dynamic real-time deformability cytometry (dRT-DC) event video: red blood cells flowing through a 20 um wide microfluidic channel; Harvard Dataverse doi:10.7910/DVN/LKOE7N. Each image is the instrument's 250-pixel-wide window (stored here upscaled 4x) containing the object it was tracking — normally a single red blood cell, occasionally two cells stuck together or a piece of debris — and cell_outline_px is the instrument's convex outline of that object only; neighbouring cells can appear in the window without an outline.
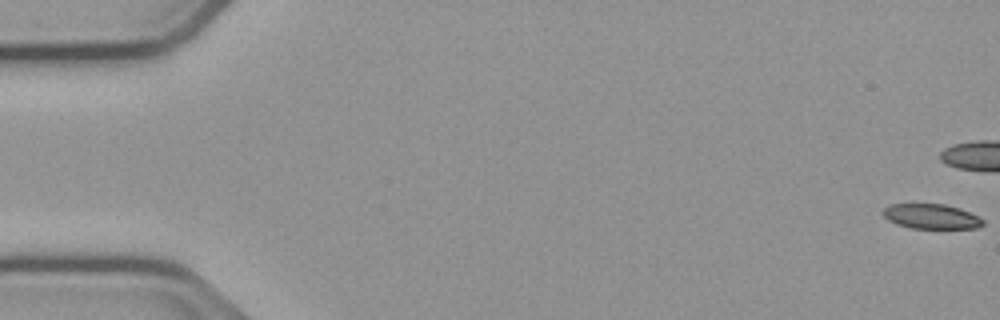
{"species": "common noctule bat (a hibernating species)", "species_latin": "Nyctalus noctula", "temperature_condition": "cold", "stored_images_in_passage": 45, "camera_frame_rate_fps": 3000, "um_per_image_px": 0.085, "animal": {"sex": "male", "body_mass_g": 23.1, "forearm_length_mm": 52.7}, "frame": {"image": 1, "passage_image": 1, "time_ms": 0.0, "image_size_px": [1000, 320], "cell_outline_px": [[984, 224], [976, 228], [912, 228], [896, 224], [888, 220], [884, 216], [884, 208], [892, 204], [944, 204], [960, 208], [984, 220]], "centroid_in_image_um": [79.16, 18.4], "position_along_channel_um": 5.8, "area_um2": 14.28}}
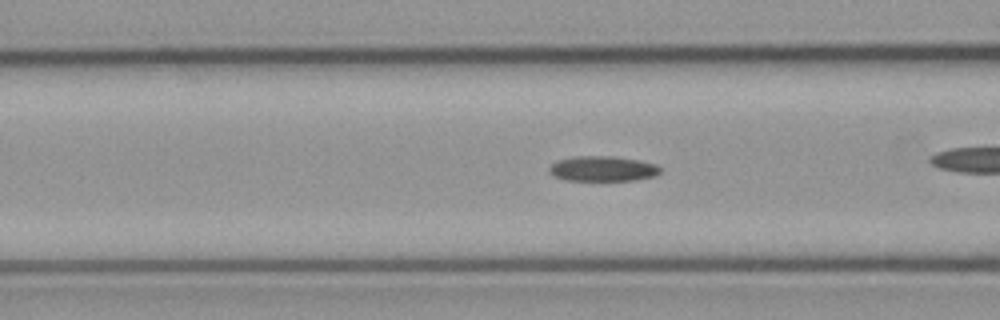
{"frame": {"image": 2, "passage_image": 22, "time_ms": 7.0, "image_size_px": [1000, 320], "cell_outline_px": [[660, 172], [656, 176], [636, 180], [564, 180], [552, 176], [548, 172], [548, 168], [556, 160], [576, 156], [612, 156], [640, 160], [656, 164], [660, 168]], "centroid_in_image_um": [51.21, 14.34], "position_along_channel_um": 115.4, "area_um2": 16.47}}
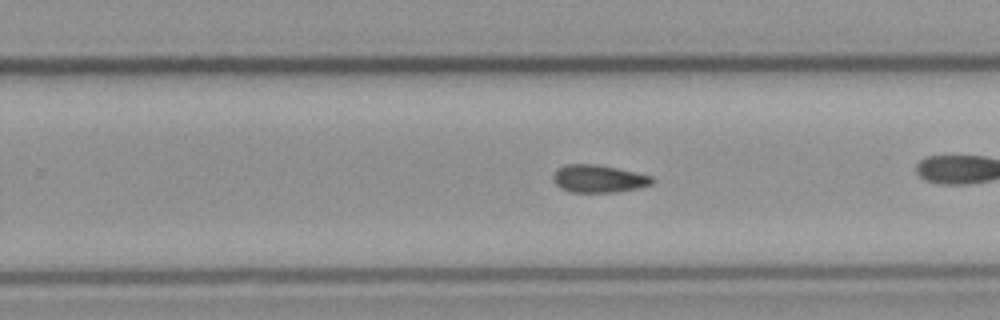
{"frame": {"image": 3, "passage_image": 35, "time_ms": 11.333, "image_size_px": [1000, 320], "cell_outline_px": [[656, 180], [652, 184], [640, 188], [616, 192], [568, 192], [560, 188], [552, 180], [552, 176], [564, 164], [596, 164], [616, 168], [652, 176]], "centroid_in_image_um": [50.89, 15.2], "position_along_channel_um": 278.9, "area_um2": 16.01}}